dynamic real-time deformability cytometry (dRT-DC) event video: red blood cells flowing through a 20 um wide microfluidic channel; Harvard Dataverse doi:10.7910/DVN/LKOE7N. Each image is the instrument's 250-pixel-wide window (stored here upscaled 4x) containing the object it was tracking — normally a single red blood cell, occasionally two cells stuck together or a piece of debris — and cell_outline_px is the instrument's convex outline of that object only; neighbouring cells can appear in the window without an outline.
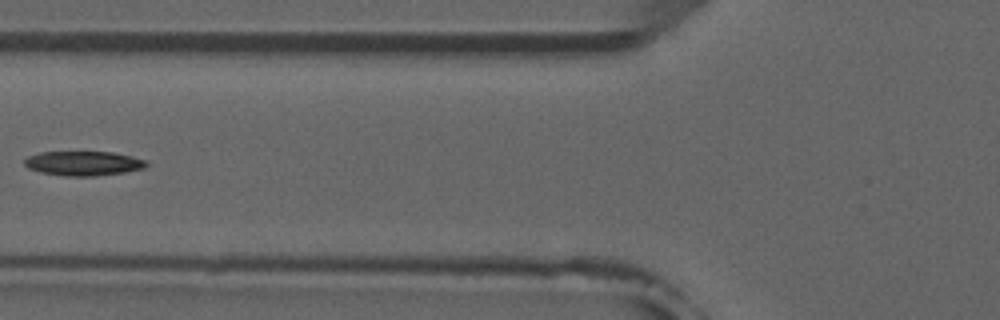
{"species": "common noctule bat (a hibernating species)", "species_latin": "Nyctalus noctula", "temperature_condition": "room temperature", "stored_images_in_passage": 7, "camera_frame_rate_fps": 3000, "um_per_image_px": 0.085, "animal": {"sex": "male", "forearm_length_mm": 52.5}, "frame": {"image": 1, "passage_image": 6, "time_ms": 6.667, "image_size_px": [1000, 320], "cell_outline_px": [[148, 164], [144, 168], [124, 172], [96, 176], [64, 176], [40, 172], [28, 168], [24, 164], [24, 160], [28, 156], [40, 152], [112, 152], [132, 156], [148, 160]], "centroid_in_image_um": [7.1, 13.88], "position_along_channel_um": 118.7, "area_um2": 17.46}}
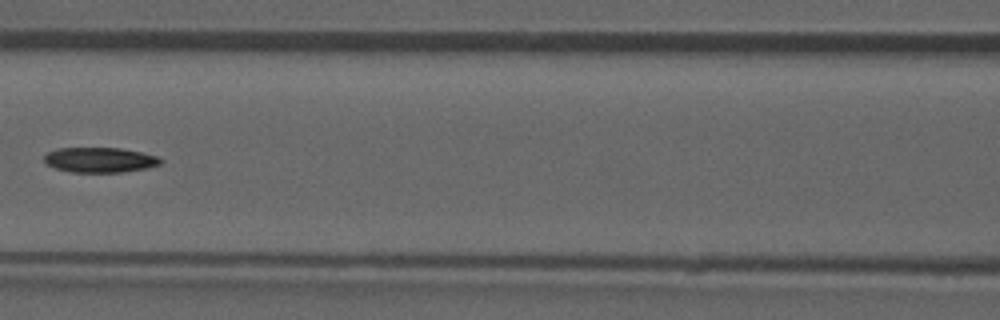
{"frame": {"image": 2, "passage_image": 7, "time_ms": 7.667, "image_size_px": [1000, 320], "cell_outline_px": [[164, 160], [160, 164], [148, 168], [120, 172], [68, 172], [56, 168], [48, 164], [44, 160], [44, 156], [48, 152], [56, 148], [120, 148], [140, 152], [156, 156]], "centroid_in_image_um": [8.49, 13.59], "position_along_channel_um": 158.1, "area_um2": 16.94}}